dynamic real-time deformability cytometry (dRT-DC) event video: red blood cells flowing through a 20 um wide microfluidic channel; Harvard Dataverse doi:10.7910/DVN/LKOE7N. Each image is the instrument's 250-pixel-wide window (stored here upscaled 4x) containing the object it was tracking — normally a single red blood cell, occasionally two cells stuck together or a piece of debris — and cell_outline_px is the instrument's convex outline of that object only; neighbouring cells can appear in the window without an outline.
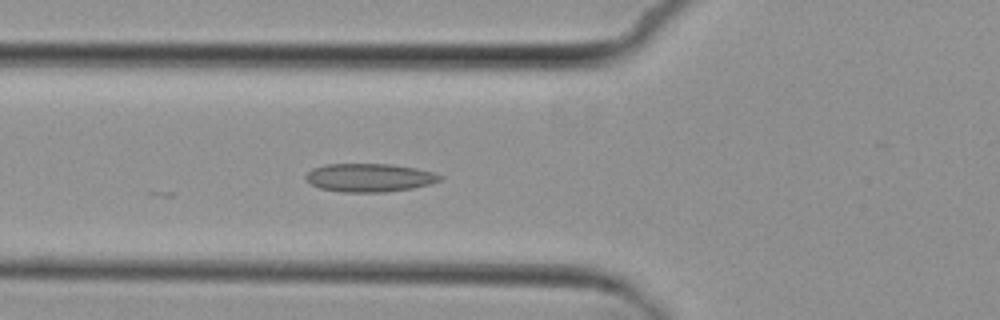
{"species": "common noctule bat (a hibernating species)", "species_latin": "Nyctalus noctula", "temperature_condition": "cold", "stored_images_in_passage": 5, "camera_frame_rate_fps": 3000, "um_per_image_px": 0.085, "animal": {"sex": "female", "body_mass_g": 29.2, "forearm_length_mm": 56.3}, "frame": {"image": 1, "passage_image": 5, "time_ms": 4.667, "image_size_px": [1000, 320], "cell_outline_px": [[444, 176], [440, 180], [428, 184], [412, 188], [384, 192], [344, 192], [320, 188], [312, 184], [304, 176], [312, 168], [328, 164], [392, 164], [416, 168], [432, 172]], "centroid_in_image_um": [31.4, 15.09], "position_along_channel_um": 94.4, "area_um2": 21.96}}